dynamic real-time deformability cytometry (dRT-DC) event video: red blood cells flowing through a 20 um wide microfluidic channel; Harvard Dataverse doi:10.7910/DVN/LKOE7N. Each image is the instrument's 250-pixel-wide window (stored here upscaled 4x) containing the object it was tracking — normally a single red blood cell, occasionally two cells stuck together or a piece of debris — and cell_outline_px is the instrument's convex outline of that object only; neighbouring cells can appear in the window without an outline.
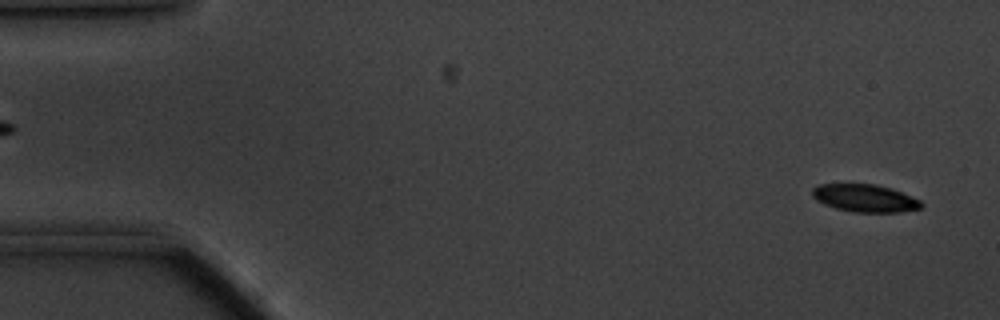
{"species": "common noctule bat (a hibernating species)", "species_latin": "Nyctalus noctula", "temperature_condition": "cold", "stored_images_in_passage": 57, "camera_frame_rate_fps": 3000, "um_per_image_px": 0.085, "animal": {"sex": "male", "body_mass_g": 20.1, "forearm_length_mm": 53.5}, "frame": {"image": 1, "passage_image": 2, "time_ms": 0.333, "image_size_px": [1000, 320], "cell_outline_px": [[924, 204], [920, 208], [900, 212], [852, 212], [836, 208], [824, 204], [816, 200], [812, 196], [812, 188], [816, 184], [876, 184], [892, 188], [920, 200]], "centroid_in_image_um": [73.5, 16.84], "position_along_channel_um": 11.5, "area_um2": 17.63}}
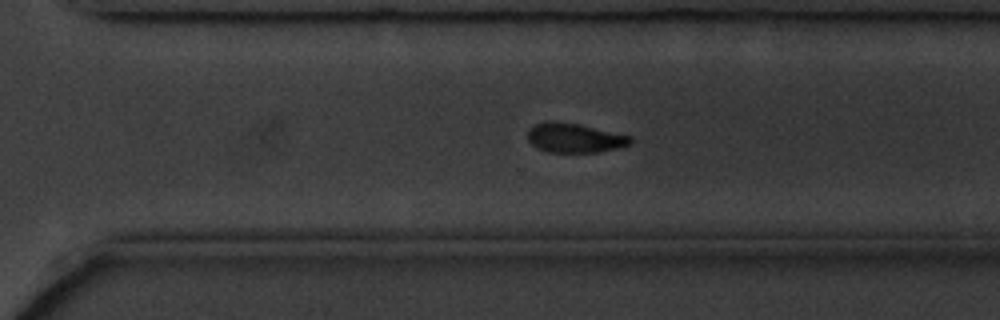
{"frame": {"image": 2, "passage_image": 39, "time_ms": 12.667, "image_size_px": [1000, 320], "cell_outline_px": [[632, 140], [628, 144], [616, 148], [596, 152], [548, 152], [536, 148], [528, 140], [528, 128], [544, 120], [556, 120], [580, 124], [632, 136]], "centroid_in_image_um": [48.78, 11.7], "position_along_channel_um": 321.8, "area_um2": 17.74}}
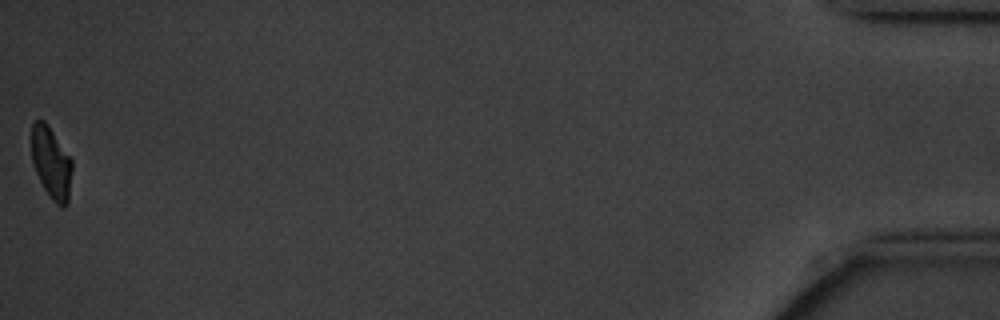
{"frame": {"image": 3, "passage_image": 57, "time_ms": 18.667, "image_size_px": [1000, 320], "cell_outline_px": [[72, 168], [68, 204], [64, 208], [60, 208], [48, 196], [36, 172], [32, 160], [32, 124], [36, 120], [44, 120], [48, 124], [72, 160]], "centroid_in_image_um": [4.37, 13.87], "position_along_channel_um": 430.8, "area_um2": 16.99}, "authors_computed_cell_mechanics": {"area_um2": 18.785, "velocity_mm_per_s": 3.4425, "shape_relaxation_time_tau1_ms": 2.5016, "shape_relaxation_time_tau2_ms": null, "deformation_change_tau1": 0.1162, "deformation_change_tau2": null}}